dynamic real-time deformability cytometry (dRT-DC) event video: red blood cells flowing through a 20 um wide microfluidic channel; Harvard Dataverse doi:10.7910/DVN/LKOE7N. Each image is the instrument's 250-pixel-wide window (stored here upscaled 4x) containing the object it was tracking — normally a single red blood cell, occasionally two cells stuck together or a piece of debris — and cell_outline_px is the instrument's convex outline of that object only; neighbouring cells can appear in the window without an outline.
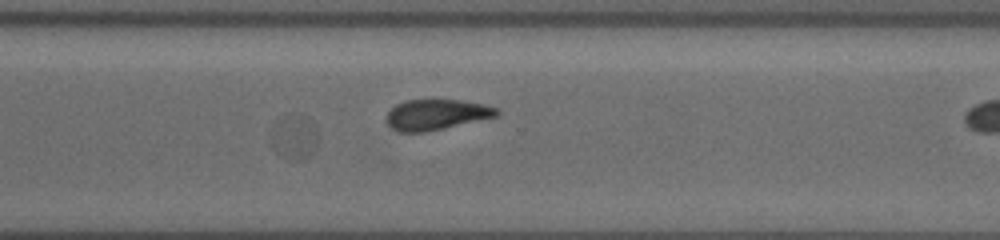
{"species": "common noctule bat (a hibernating species)", "species_latin": "Nyctalus noctula", "temperature_condition": "cold", "stored_images_in_passage": 23, "segment_of_instrument_passage": [2, 2], "camera_frame_rate_fps": 3000, "um_per_image_px": 0.085, "animal": {"sex": "female", "body_mass_g": 19.5, "forearm_length_mm": 54.1}, "frame": {"image": 1, "passage_image": 17, "time_ms": 5.333, "image_size_px": [1000, 240], "cell_outline_px": [[316, 148], [304, 160], [288, 160], [276, 152], [272, 144], [280, 120], [292, 116], [300, 116], [308, 120], [316, 136]], "centroid_in_image_um": [25.05, 11.78], "position_along_channel_um": 345.6, "area_um2": 10.87}}